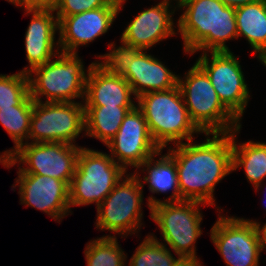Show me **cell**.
<instances>
[{"mask_svg":"<svg viewBox=\"0 0 266 266\" xmlns=\"http://www.w3.org/2000/svg\"><path fill=\"white\" fill-rule=\"evenodd\" d=\"M205 136L201 143L190 140L174 148L169 146L168 153L175 160L182 200L216 207L214 188L233 172L232 132L205 133Z\"/></svg>","mask_w":266,"mask_h":266,"instance_id":"cell-1","label":"cell"},{"mask_svg":"<svg viewBox=\"0 0 266 266\" xmlns=\"http://www.w3.org/2000/svg\"><path fill=\"white\" fill-rule=\"evenodd\" d=\"M177 8L184 9L176 26L185 54L231 51L226 41L238 39L235 8L220 0H177Z\"/></svg>","mask_w":266,"mask_h":266,"instance_id":"cell-2","label":"cell"},{"mask_svg":"<svg viewBox=\"0 0 266 266\" xmlns=\"http://www.w3.org/2000/svg\"><path fill=\"white\" fill-rule=\"evenodd\" d=\"M137 107L143 112L150 134L163 150L193 140L203 133L191 120L179 86L164 91L145 93L137 98Z\"/></svg>","mask_w":266,"mask_h":266,"instance_id":"cell-3","label":"cell"},{"mask_svg":"<svg viewBox=\"0 0 266 266\" xmlns=\"http://www.w3.org/2000/svg\"><path fill=\"white\" fill-rule=\"evenodd\" d=\"M184 76H178V86L191 120L204 134L231 133L242 127L222 104L209 77L196 62Z\"/></svg>","mask_w":266,"mask_h":266,"instance_id":"cell-4","label":"cell"},{"mask_svg":"<svg viewBox=\"0 0 266 266\" xmlns=\"http://www.w3.org/2000/svg\"><path fill=\"white\" fill-rule=\"evenodd\" d=\"M87 73L78 54L60 52L57 58L27 73L30 97L39 102L43 96L44 102L84 101Z\"/></svg>","mask_w":266,"mask_h":266,"instance_id":"cell-5","label":"cell"},{"mask_svg":"<svg viewBox=\"0 0 266 266\" xmlns=\"http://www.w3.org/2000/svg\"><path fill=\"white\" fill-rule=\"evenodd\" d=\"M126 173L109 154L81 147L69 185L70 210L92 203L97 208Z\"/></svg>","mask_w":266,"mask_h":266,"instance_id":"cell-6","label":"cell"},{"mask_svg":"<svg viewBox=\"0 0 266 266\" xmlns=\"http://www.w3.org/2000/svg\"><path fill=\"white\" fill-rule=\"evenodd\" d=\"M200 205L205 204L192 200L161 202L151 207L150 217L160 228L163 244L177 257L203 263L197 258L195 245L202 235Z\"/></svg>","mask_w":266,"mask_h":266,"instance_id":"cell-7","label":"cell"},{"mask_svg":"<svg viewBox=\"0 0 266 266\" xmlns=\"http://www.w3.org/2000/svg\"><path fill=\"white\" fill-rule=\"evenodd\" d=\"M210 229V238L227 266H259L264 242L260 222L222 215ZM220 208V209H219ZM221 214V215H220Z\"/></svg>","mask_w":266,"mask_h":266,"instance_id":"cell-8","label":"cell"},{"mask_svg":"<svg viewBox=\"0 0 266 266\" xmlns=\"http://www.w3.org/2000/svg\"><path fill=\"white\" fill-rule=\"evenodd\" d=\"M143 198L140 178L126 173L97 207L96 228L122 238L138 234L143 224Z\"/></svg>","mask_w":266,"mask_h":266,"instance_id":"cell-9","label":"cell"},{"mask_svg":"<svg viewBox=\"0 0 266 266\" xmlns=\"http://www.w3.org/2000/svg\"><path fill=\"white\" fill-rule=\"evenodd\" d=\"M81 147L63 142H27L0 163L6 168H11L17 163L22 164L18 168L21 173L53 177L70 185Z\"/></svg>","mask_w":266,"mask_h":266,"instance_id":"cell-10","label":"cell"},{"mask_svg":"<svg viewBox=\"0 0 266 266\" xmlns=\"http://www.w3.org/2000/svg\"><path fill=\"white\" fill-rule=\"evenodd\" d=\"M85 132L84 102H33L28 142H63L76 145Z\"/></svg>","mask_w":266,"mask_h":266,"instance_id":"cell-11","label":"cell"},{"mask_svg":"<svg viewBox=\"0 0 266 266\" xmlns=\"http://www.w3.org/2000/svg\"><path fill=\"white\" fill-rule=\"evenodd\" d=\"M233 54L232 51L203 52L196 63L209 77L222 104L241 122L250 91L238 56Z\"/></svg>","mask_w":266,"mask_h":266,"instance_id":"cell-12","label":"cell"},{"mask_svg":"<svg viewBox=\"0 0 266 266\" xmlns=\"http://www.w3.org/2000/svg\"><path fill=\"white\" fill-rule=\"evenodd\" d=\"M110 156L126 172L136 168L153 155L160 152L154 142L143 112L136 106L124 117L116 135L106 144Z\"/></svg>","mask_w":266,"mask_h":266,"instance_id":"cell-13","label":"cell"},{"mask_svg":"<svg viewBox=\"0 0 266 266\" xmlns=\"http://www.w3.org/2000/svg\"><path fill=\"white\" fill-rule=\"evenodd\" d=\"M125 2L112 0L107 6L64 17L58 23L60 52L77 54L79 46L107 33Z\"/></svg>","mask_w":266,"mask_h":266,"instance_id":"cell-14","label":"cell"},{"mask_svg":"<svg viewBox=\"0 0 266 266\" xmlns=\"http://www.w3.org/2000/svg\"><path fill=\"white\" fill-rule=\"evenodd\" d=\"M12 190L18 186L22 205L36 208L60 223L72 214L69 202V185L53 177L17 172Z\"/></svg>","mask_w":266,"mask_h":266,"instance_id":"cell-15","label":"cell"},{"mask_svg":"<svg viewBox=\"0 0 266 266\" xmlns=\"http://www.w3.org/2000/svg\"><path fill=\"white\" fill-rule=\"evenodd\" d=\"M173 1H176L175 6L171 4ZM175 9L178 10L177 0H162L157 5L139 12L128 23L120 38L139 49L148 51L160 41L177 35L172 18Z\"/></svg>","mask_w":266,"mask_h":266,"instance_id":"cell-16","label":"cell"},{"mask_svg":"<svg viewBox=\"0 0 266 266\" xmlns=\"http://www.w3.org/2000/svg\"><path fill=\"white\" fill-rule=\"evenodd\" d=\"M32 15L25 32V51L28 67L21 72L28 73L37 66L44 65L60 53L59 41L56 40L58 20L53 8H23ZM56 40V41H55Z\"/></svg>","mask_w":266,"mask_h":266,"instance_id":"cell-17","label":"cell"},{"mask_svg":"<svg viewBox=\"0 0 266 266\" xmlns=\"http://www.w3.org/2000/svg\"><path fill=\"white\" fill-rule=\"evenodd\" d=\"M132 95V88L125 78L106 74L94 62L88 66L84 106H137L133 101L137 98Z\"/></svg>","mask_w":266,"mask_h":266,"instance_id":"cell-18","label":"cell"},{"mask_svg":"<svg viewBox=\"0 0 266 266\" xmlns=\"http://www.w3.org/2000/svg\"><path fill=\"white\" fill-rule=\"evenodd\" d=\"M178 76L154 55L142 50L129 64L124 78L138 98L148 92L164 91L177 86Z\"/></svg>","mask_w":266,"mask_h":266,"instance_id":"cell-19","label":"cell"},{"mask_svg":"<svg viewBox=\"0 0 266 266\" xmlns=\"http://www.w3.org/2000/svg\"><path fill=\"white\" fill-rule=\"evenodd\" d=\"M162 150L156 155H153L148 160L144 161L139 167V172L143 168L142 172H146L147 175L143 176V180L138 171L134 173L140 178L142 186L144 188V182L148 184L149 191L152 194L168 193L171 190L172 194L168 196L167 199L161 200L153 197V195L148 197V207L151 209L152 206L159 204L161 202H172L181 201L182 197L179 192L177 170L174 158L169 154H163L161 156ZM159 159H154L159 156Z\"/></svg>","mask_w":266,"mask_h":266,"instance_id":"cell-20","label":"cell"},{"mask_svg":"<svg viewBox=\"0 0 266 266\" xmlns=\"http://www.w3.org/2000/svg\"><path fill=\"white\" fill-rule=\"evenodd\" d=\"M239 127L232 131V167L236 171L243 167L245 176L249 183L258 192L266 177V143L248 140L237 144V135L241 131Z\"/></svg>","mask_w":266,"mask_h":266,"instance_id":"cell-21","label":"cell"},{"mask_svg":"<svg viewBox=\"0 0 266 266\" xmlns=\"http://www.w3.org/2000/svg\"><path fill=\"white\" fill-rule=\"evenodd\" d=\"M85 136L105 145L116 135L124 117L136 106H84Z\"/></svg>","mask_w":266,"mask_h":266,"instance_id":"cell-22","label":"cell"},{"mask_svg":"<svg viewBox=\"0 0 266 266\" xmlns=\"http://www.w3.org/2000/svg\"><path fill=\"white\" fill-rule=\"evenodd\" d=\"M235 18L238 37L248 41L253 55L266 47V0L236 8Z\"/></svg>","mask_w":266,"mask_h":266,"instance_id":"cell-23","label":"cell"},{"mask_svg":"<svg viewBox=\"0 0 266 266\" xmlns=\"http://www.w3.org/2000/svg\"><path fill=\"white\" fill-rule=\"evenodd\" d=\"M33 102L34 100L29 95L20 105L0 108V124L15 144L12 149L0 155V161L7 158L20 145L28 142Z\"/></svg>","mask_w":266,"mask_h":266,"instance_id":"cell-24","label":"cell"},{"mask_svg":"<svg viewBox=\"0 0 266 266\" xmlns=\"http://www.w3.org/2000/svg\"><path fill=\"white\" fill-rule=\"evenodd\" d=\"M116 235H103L90 240L84 250L87 266H126L125 251Z\"/></svg>","mask_w":266,"mask_h":266,"instance_id":"cell-25","label":"cell"},{"mask_svg":"<svg viewBox=\"0 0 266 266\" xmlns=\"http://www.w3.org/2000/svg\"><path fill=\"white\" fill-rule=\"evenodd\" d=\"M163 241L154 234H148L130 258L129 266H177L183 259L176 258Z\"/></svg>","mask_w":266,"mask_h":266,"instance_id":"cell-26","label":"cell"},{"mask_svg":"<svg viewBox=\"0 0 266 266\" xmlns=\"http://www.w3.org/2000/svg\"><path fill=\"white\" fill-rule=\"evenodd\" d=\"M120 46H116L114 42L108 44L110 48L109 53L104 55H98L99 61L94 63L103 70L106 74H112L114 76L125 77L128 71L129 64H131L134 58L142 51L128 42H125L120 38ZM101 59H103L101 61Z\"/></svg>","mask_w":266,"mask_h":266,"instance_id":"cell-27","label":"cell"},{"mask_svg":"<svg viewBox=\"0 0 266 266\" xmlns=\"http://www.w3.org/2000/svg\"><path fill=\"white\" fill-rule=\"evenodd\" d=\"M29 95L26 73L20 71L12 75L0 74V108L20 105Z\"/></svg>","mask_w":266,"mask_h":266,"instance_id":"cell-28","label":"cell"},{"mask_svg":"<svg viewBox=\"0 0 266 266\" xmlns=\"http://www.w3.org/2000/svg\"><path fill=\"white\" fill-rule=\"evenodd\" d=\"M112 0H57L53 7L58 23L66 16L107 6Z\"/></svg>","mask_w":266,"mask_h":266,"instance_id":"cell-29","label":"cell"},{"mask_svg":"<svg viewBox=\"0 0 266 266\" xmlns=\"http://www.w3.org/2000/svg\"><path fill=\"white\" fill-rule=\"evenodd\" d=\"M57 0H24V8H53Z\"/></svg>","mask_w":266,"mask_h":266,"instance_id":"cell-30","label":"cell"},{"mask_svg":"<svg viewBox=\"0 0 266 266\" xmlns=\"http://www.w3.org/2000/svg\"><path fill=\"white\" fill-rule=\"evenodd\" d=\"M224 5L231 8H239L240 6L257 2L259 0H220Z\"/></svg>","mask_w":266,"mask_h":266,"instance_id":"cell-31","label":"cell"},{"mask_svg":"<svg viewBox=\"0 0 266 266\" xmlns=\"http://www.w3.org/2000/svg\"><path fill=\"white\" fill-rule=\"evenodd\" d=\"M254 56L266 67V47L260 49Z\"/></svg>","mask_w":266,"mask_h":266,"instance_id":"cell-32","label":"cell"},{"mask_svg":"<svg viewBox=\"0 0 266 266\" xmlns=\"http://www.w3.org/2000/svg\"><path fill=\"white\" fill-rule=\"evenodd\" d=\"M177 266H204L202 263L192 261V260H183L179 265Z\"/></svg>","mask_w":266,"mask_h":266,"instance_id":"cell-33","label":"cell"},{"mask_svg":"<svg viewBox=\"0 0 266 266\" xmlns=\"http://www.w3.org/2000/svg\"><path fill=\"white\" fill-rule=\"evenodd\" d=\"M6 1H8L9 3L14 4L16 7L20 6L22 9L24 8V0H6Z\"/></svg>","mask_w":266,"mask_h":266,"instance_id":"cell-34","label":"cell"},{"mask_svg":"<svg viewBox=\"0 0 266 266\" xmlns=\"http://www.w3.org/2000/svg\"><path fill=\"white\" fill-rule=\"evenodd\" d=\"M261 232H262V238H263V242L266 243V223L263 225H259Z\"/></svg>","mask_w":266,"mask_h":266,"instance_id":"cell-35","label":"cell"},{"mask_svg":"<svg viewBox=\"0 0 266 266\" xmlns=\"http://www.w3.org/2000/svg\"><path fill=\"white\" fill-rule=\"evenodd\" d=\"M266 249V243H264V246H263V250H265Z\"/></svg>","mask_w":266,"mask_h":266,"instance_id":"cell-36","label":"cell"}]
</instances>
